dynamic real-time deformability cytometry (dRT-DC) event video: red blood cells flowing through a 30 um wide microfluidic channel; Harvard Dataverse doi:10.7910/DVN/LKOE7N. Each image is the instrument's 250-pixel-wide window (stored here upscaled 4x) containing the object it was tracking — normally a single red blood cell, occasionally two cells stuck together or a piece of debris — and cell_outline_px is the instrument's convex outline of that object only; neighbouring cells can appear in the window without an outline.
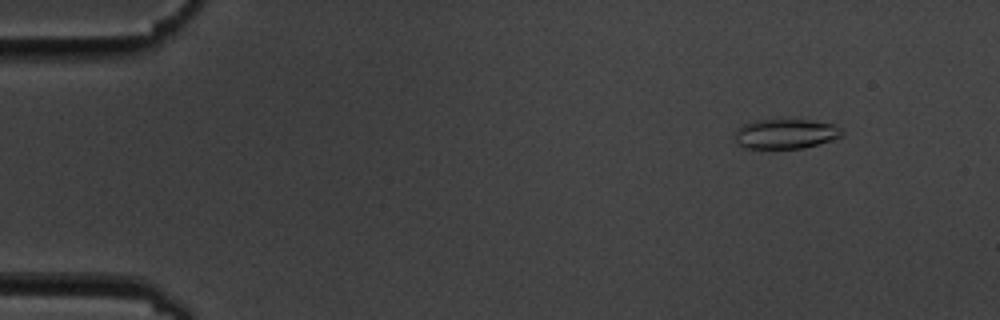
{"species": "common noctule bat (a hibernating species)", "species_latin": "Nyctalus noctula", "temperature_condition": "cold", "stored_images_in_passage": 5, "camera_frame_rate_fps": 3000, "um_per_image_px": 0.085, "animal": {"sex": "male", "body_mass_g": 19.5, "forearm_length_mm": 54.6}, "frame": {"image": 1, "passage_image": 2, "time_ms": 1.333, "image_size_px": [1000, 320], "cell_outline_px": [[844, 136], [832, 140], [804, 148], [744, 148], [736, 144], [736, 132], [744, 124], [752, 120], [812, 120], [832, 124], [840, 128], [844, 132]], "centroid_in_image_um": [66.8, 11.38], "position_along_channel_um": 18.2, "area_um2": 18.55}}